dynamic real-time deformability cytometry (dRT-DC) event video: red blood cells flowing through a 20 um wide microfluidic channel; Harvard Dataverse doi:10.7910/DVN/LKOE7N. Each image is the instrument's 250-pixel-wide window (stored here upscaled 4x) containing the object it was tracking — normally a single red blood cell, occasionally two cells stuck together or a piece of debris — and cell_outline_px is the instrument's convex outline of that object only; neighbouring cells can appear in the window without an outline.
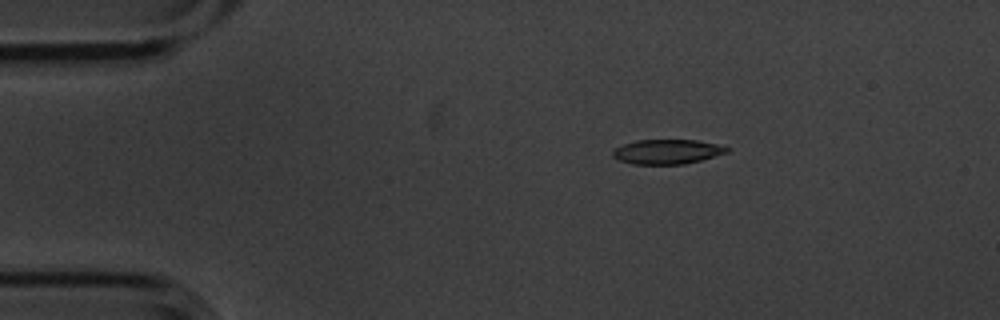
{"species": "common noctule bat (a hibernating species)", "species_latin": "Nyctalus noctula", "temperature_condition": "cold", "stored_images_in_passage": 5, "camera_frame_rate_fps": 3000, "um_per_image_px": 0.085, "animal": {"sex": "male", "body_mass_g": 20.1, "forearm_length_mm": 53.5}, "frame": {"image": 1, "passage_image": 1, "time_ms": 0.0, "image_size_px": [1000, 320], "cell_outline_px": [[728, 152], [700, 160], [684, 164], [632, 164], [620, 160], [612, 156], [612, 152], [616, 148], [624, 144], [636, 140], [696, 140], [716, 144], [728, 148]], "centroid_in_image_um": [56.68, 12.89], "position_along_channel_um": 28.3, "area_um2": 16.13}}
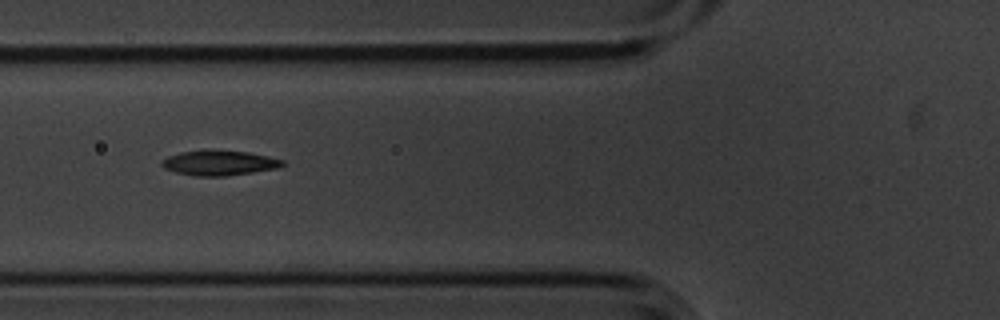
{"frame": {"image": 2, "passage_image": 4, "time_ms": 1.0, "image_size_px": [1000, 320], "cell_outline_px": [[284, 164], [280, 168], [228, 176], [196, 176], [176, 172], [164, 168], [160, 164], [160, 160], [168, 156], [180, 152], [204, 148], [212, 148], [248, 152], [268, 156], [284, 160]], "centroid_in_image_um": [18.62, 13.82], "position_along_channel_um": 107.2, "area_um2": 18.21}}
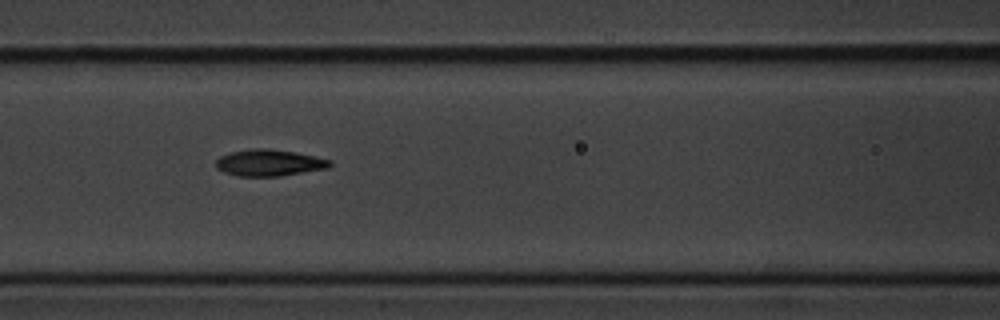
{"frame": {"image": 3, "passage_image": 5, "time_ms": 1.333, "image_size_px": [1000, 320], "cell_outline_px": [[332, 164], [328, 168], [280, 176], [236, 176], [224, 172], [216, 168], [216, 160], [220, 156], [232, 152], [252, 148], [268, 148], [296, 152], [316, 156], [332, 160]], "centroid_in_image_um": [22.89, 13.83], "position_along_channel_um": 143.7, "area_um2": 17.74}}